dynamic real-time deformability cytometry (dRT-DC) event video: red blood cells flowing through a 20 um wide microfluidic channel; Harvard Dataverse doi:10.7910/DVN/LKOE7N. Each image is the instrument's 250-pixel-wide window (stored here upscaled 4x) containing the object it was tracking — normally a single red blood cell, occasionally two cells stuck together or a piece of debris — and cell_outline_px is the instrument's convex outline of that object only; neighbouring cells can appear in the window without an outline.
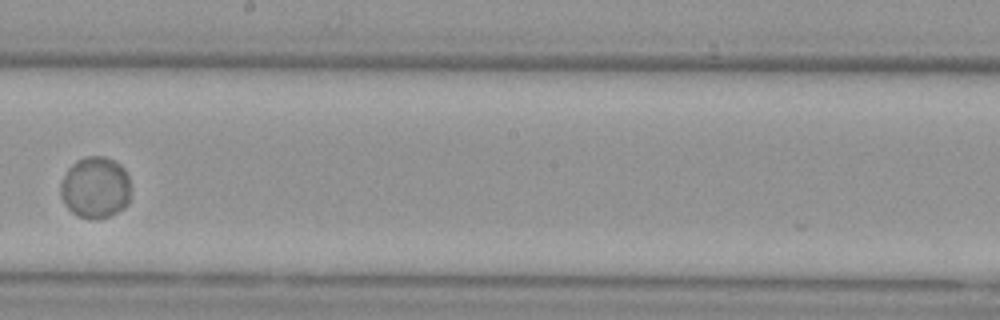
{"species": "Egyptian fruit bat (a non-hibernating species)", "species_latin": "Rousettus aegyptiacus", "temperature_condition": "cold", "stored_images_in_passage": 10, "camera_frame_rate_fps": 3000, "um_per_image_px": 0.085, "animal": {"sex": "female"}, "frame": {"image": 1, "passage_image": 10, "time_ms": 11.333, "image_size_px": [1000, 320], "cell_outline_px": [[128, 204], [124, 208], [108, 216], [96, 220], [76, 216], [64, 204], [60, 196], [60, 184], [68, 168], [76, 160], [88, 156], [104, 156], [120, 164], [124, 168], [128, 176]], "centroid_in_image_um": [8.07, 15.95], "position_along_channel_um": 240.1, "area_um2": 25.2}}